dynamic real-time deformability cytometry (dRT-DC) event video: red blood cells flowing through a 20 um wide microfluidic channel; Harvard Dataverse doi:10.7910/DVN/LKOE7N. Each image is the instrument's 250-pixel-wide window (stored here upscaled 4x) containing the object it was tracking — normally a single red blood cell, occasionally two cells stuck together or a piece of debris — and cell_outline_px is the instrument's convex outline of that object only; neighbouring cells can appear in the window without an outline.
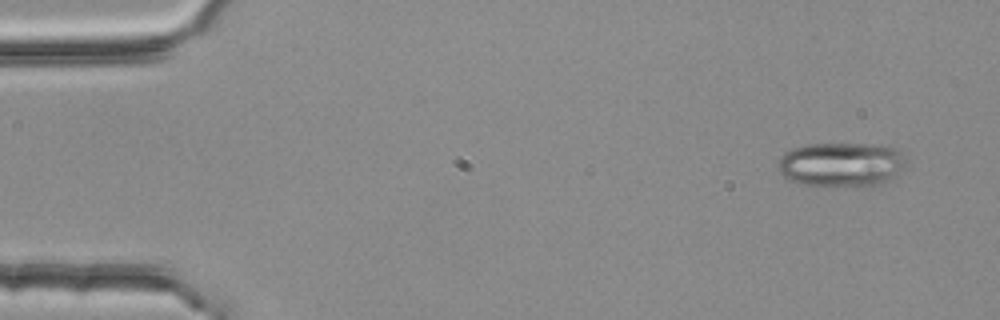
{"species": "common noctule bat (a hibernating species)", "species_latin": "Nyctalus noctula", "temperature_condition": "room temperature", "stored_images_in_passage": 4, "camera_frame_rate_fps": 3000, "um_per_image_px": 0.085, "animal": {"sex": "female", "body_mass_g": 25.1}, "frame": {"image": 1, "passage_image": 1, "time_ms": 0.0, "image_size_px": [1000, 320], "cell_outline_px": [[904, 168], [892, 180], [884, 184], [800, 184], [784, 176], [776, 168], [776, 164], [780, 156], [784, 152], [792, 148], [804, 144], [880, 144], [896, 148], [900, 152]], "centroid_in_image_um": [71.48, 13.94], "position_along_channel_um": 13.5, "area_um2": 32.71}}